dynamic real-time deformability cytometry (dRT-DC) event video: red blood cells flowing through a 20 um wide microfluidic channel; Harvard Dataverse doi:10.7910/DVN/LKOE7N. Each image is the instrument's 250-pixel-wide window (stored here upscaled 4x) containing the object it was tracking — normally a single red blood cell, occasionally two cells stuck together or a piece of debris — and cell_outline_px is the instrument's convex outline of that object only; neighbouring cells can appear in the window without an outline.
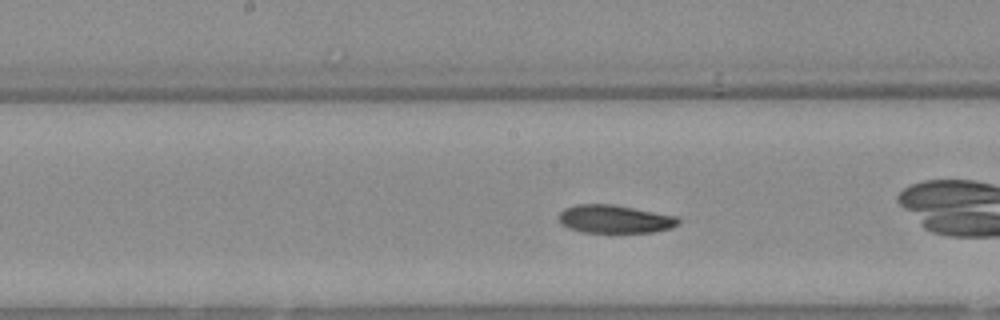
{"species": "Egyptian fruit bat (a non-hibernating species)", "species_latin": "Rousettus aegyptiacus", "temperature_condition": "warm", "stored_images_in_passage": 37, "camera_frame_rate_fps": 3000, "um_per_image_px": 0.085, "animal": {"sex": "female"}, "frame": {"image": 1, "passage_image": 11, "time_ms": 3.333, "image_size_px": [1000, 320], "cell_outline_px": [[680, 224], [672, 228], [652, 232], [616, 236], [612, 236], [584, 232], [568, 228], [560, 224], [560, 212], [564, 208], [576, 204], [612, 204], [676, 216], [680, 220]], "centroid_in_image_um": [52.26, 18.68], "position_along_channel_um": 195.9, "area_um2": 20.58}}